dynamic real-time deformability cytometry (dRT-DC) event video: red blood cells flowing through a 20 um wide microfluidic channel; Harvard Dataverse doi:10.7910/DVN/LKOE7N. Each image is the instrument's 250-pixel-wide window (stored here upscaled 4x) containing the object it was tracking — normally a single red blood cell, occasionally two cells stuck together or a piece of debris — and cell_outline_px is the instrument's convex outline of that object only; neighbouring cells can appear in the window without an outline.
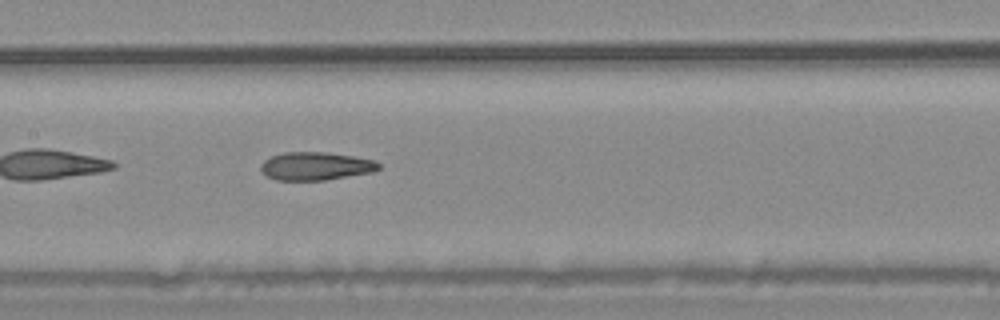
{"species": "common noctule bat (a hibernating species)", "species_latin": "Nyctalus noctula", "temperature_condition": "warm", "stored_images_in_passage": 40, "camera_frame_rate_fps": 3000, "um_per_image_px": 0.085, "animal": {"sex": "male", "body_mass_g": 20.4}, "frame": {"image": 1, "passage_image": 12, "time_ms": 3.667, "image_size_px": [1000, 320], "cell_outline_px": [[380, 168], [372, 172], [324, 180], [276, 180], [260, 172], [260, 164], [264, 160], [272, 156], [284, 152], [324, 152], [352, 156], [372, 160], [380, 164]], "centroid_in_image_um": [26.79, 14.12], "position_along_channel_um": 180.6, "area_um2": 19.19}, "authors_computed_cell_mechanics": {"area_um2": 19.7676, "velocity_mm_per_s": 3.759, "shape_relaxation_time_tau1_ms": null, "shape_relaxation_time_tau2_ms": 3.8465, "deformation_change_tau1": null, "deformation_change_tau2": 0.1455}}